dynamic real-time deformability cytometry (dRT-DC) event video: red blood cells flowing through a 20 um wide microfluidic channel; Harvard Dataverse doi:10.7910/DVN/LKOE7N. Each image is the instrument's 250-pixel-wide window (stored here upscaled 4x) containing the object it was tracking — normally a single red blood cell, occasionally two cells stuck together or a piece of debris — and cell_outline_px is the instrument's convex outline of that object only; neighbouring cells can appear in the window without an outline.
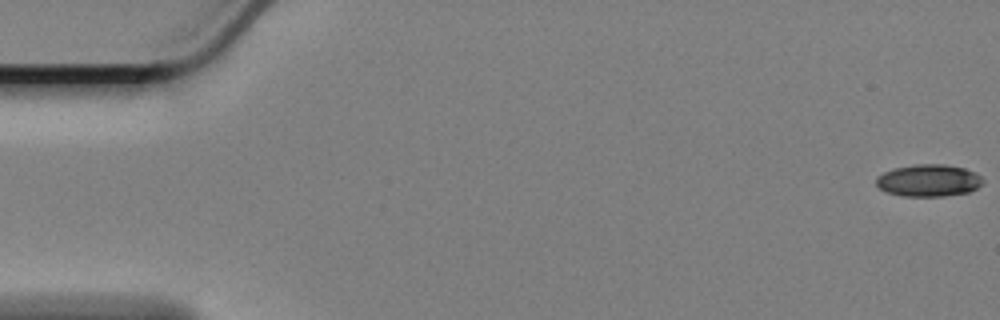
{"species": "Egyptian fruit bat (a non-hibernating species)", "species_latin": "Rousettus aegyptiacus", "temperature_condition": "cold", "stored_images_in_passage": 9, "camera_frame_rate_fps": 3000, "um_per_image_px": 0.085, "animal": {"sex": "female"}, "frame": {"image": 1, "passage_image": 1, "time_ms": 0.0, "image_size_px": [1000, 320], "cell_outline_px": [[984, 184], [968, 192], [944, 196], [904, 196], [888, 192], [880, 188], [876, 184], [876, 176], [892, 168], [916, 164], [944, 164], [964, 168], [976, 172], [984, 180]], "centroid_in_image_um": [78.95, 15.33], "position_along_channel_um": 6.1, "area_um2": 20.06}}